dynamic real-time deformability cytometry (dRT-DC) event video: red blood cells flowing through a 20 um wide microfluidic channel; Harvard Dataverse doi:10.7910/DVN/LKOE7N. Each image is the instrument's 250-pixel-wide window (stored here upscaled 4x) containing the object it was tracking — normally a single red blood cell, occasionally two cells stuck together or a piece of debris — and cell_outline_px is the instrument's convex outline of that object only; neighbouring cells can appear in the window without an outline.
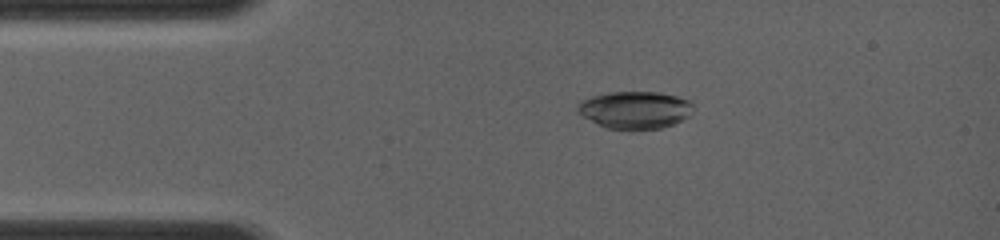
{"species": "common noctule bat (a hibernating species)", "species_latin": "Nyctalus noctula", "temperature_condition": "room temperature", "stored_images_in_passage": 23, "camera_frame_rate_fps": 4000, "um_per_image_px": 0.085, "animal": {"sex": "female", "body_mass_g": 19.0, "forearm_length_mm": 56.7}, "frame": {"image": 1, "passage_image": 4, "time_ms": 1.0, "image_size_px": [1000, 240], "cell_outline_px": [[692, 104], [688, 116], [672, 124], [660, 128], [632, 132], [628, 132], [608, 128], [584, 116], [576, 108], [576, 104], [580, 100], [592, 96], [608, 92], [656, 92], [676, 96], [688, 100]], "centroid_in_image_um": [53.93, 9.36], "position_along_channel_um": 31.1, "area_um2": 25.26}}
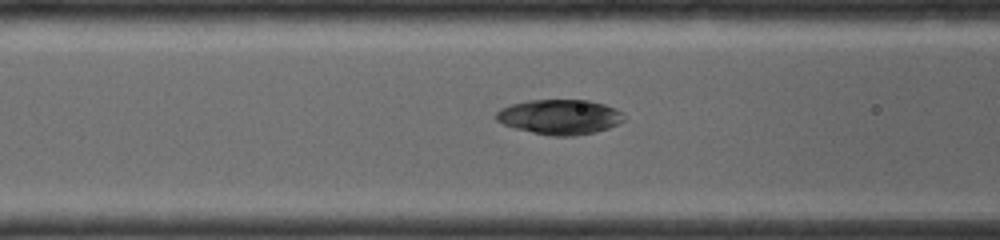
{"frame": {"image": 2, "passage_image": 14, "time_ms": 3.75, "image_size_px": [1000, 240], "cell_outline_px": [[624, 120], [608, 128], [596, 132], [572, 136], [552, 136], [532, 132], [516, 128], [504, 124], [496, 120], [496, 112], [500, 108], [512, 104], [528, 100], [588, 100], [604, 104], [616, 108], [624, 112]], "centroid_in_image_um": [47.6, 9.93], "position_along_channel_um": 119.0, "area_um2": 26.01}}
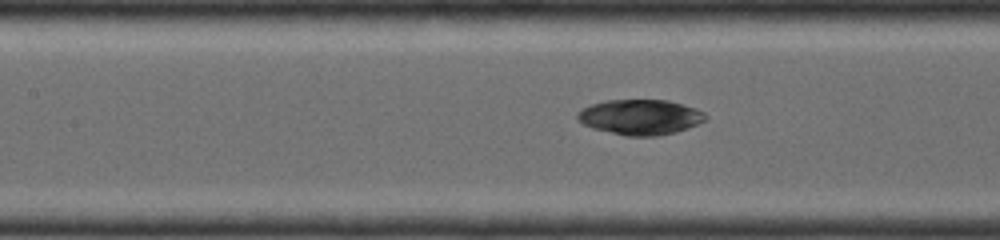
{"frame": {"image": 3, "passage_image": 19, "time_ms": 4.5, "image_size_px": [1000, 240], "cell_outline_px": [[708, 116], [704, 120], [688, 128], [676, 132], [656, 136], [628, 136], [592, 128], [584, 124], [576, 116], [576, 112], [580, 108], [604, 100], [668, 100], [684, 104], [696, 108], [704, 112]], "centroid_in_image_um": [54.42, 9.94], "position_along_channel_um": 153.0, "area_um2": 26.36}}